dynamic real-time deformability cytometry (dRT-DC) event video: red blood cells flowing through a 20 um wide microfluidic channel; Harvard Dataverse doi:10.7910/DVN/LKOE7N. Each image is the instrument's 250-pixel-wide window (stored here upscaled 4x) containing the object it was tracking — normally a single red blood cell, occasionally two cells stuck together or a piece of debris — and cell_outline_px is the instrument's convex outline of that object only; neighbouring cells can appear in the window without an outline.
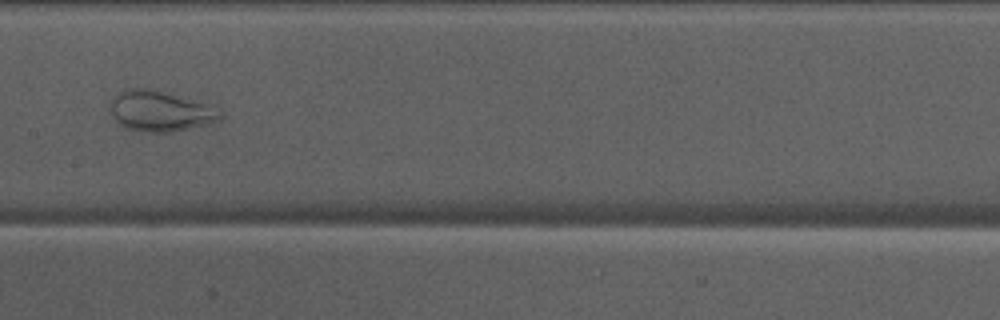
{"species": "Egyptian fruit bat (a non-hibernating species)", "species_latin": "Rousettus aegyptiacus", "temperature_condition": "warm", "stored_images_in_passage": 35, "camera_frame_rate_fps": 3000, "um_per_image_px": 0.085, "animal": {"sex": "male"}, "frame": {"image": 1, "passage_image": 16, "time_ms": 5.0, "image_size_px": [1000, 320], "cell_outline_px": [[220, 116], [216, 120], [208, 124], [172, 132], [144, 132], [124, 128], [116, 124], [108, 112], [108, 108], [112, 96], [124, 88], [156, 88], [172, 92], [220, 112]], "centroid_in_image_um": [13.42, 9.43], "position_along_channel_um": 194.0, "area_um2": 26.3}}